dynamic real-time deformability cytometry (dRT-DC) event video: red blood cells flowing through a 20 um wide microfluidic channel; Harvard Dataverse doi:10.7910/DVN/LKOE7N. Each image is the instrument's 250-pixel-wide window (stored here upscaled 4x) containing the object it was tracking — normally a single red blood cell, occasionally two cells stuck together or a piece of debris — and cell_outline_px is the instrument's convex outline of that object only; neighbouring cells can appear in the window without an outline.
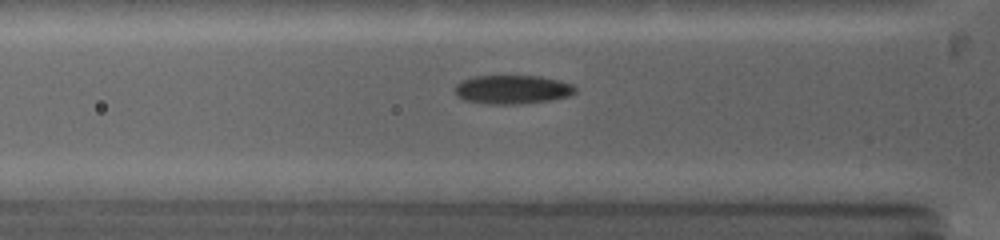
{"species": "common noctule bat (a hibernating species)", "species_latin": "Nyctalus noctula", "temperature_condition": "warm", "stored_images_in_passage": 28, "camera_frame_rate_fps": 5000, "um_per_image_px": 0.085, "animal": {"sex": "female", "body_mass_g": 19.0, "forearm_length_mm": 53.3}, "frame": {"image": 1, "passage_image": 8, "time_ms": 3.0, "image_size_px": [1000, 240], "cell_outline_px": [[576, 92], [568, 96], [548, 100], [516, 104], [484, 104], [464, 100], [456, 96], [452, 88], [460, 80], [472, 76], [540, 76], [560, 80], [572, 84], [576, 88]], "centroid_in_image_um": [43.48, 7.6], "position_along_channel_um": 82.3, "area_um2": 20.46}}
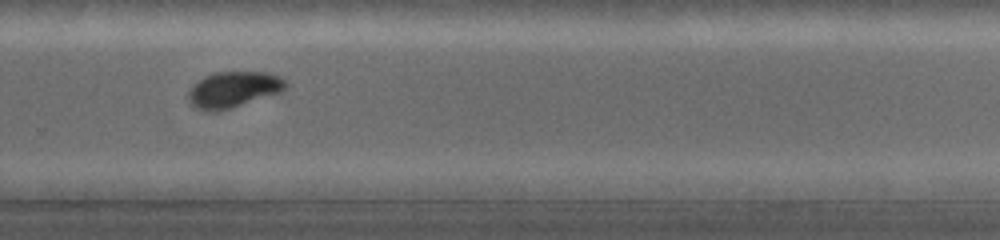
{"frame": {"image": 2, "passage_image": 21, "time_ms": 8.4, "image_size_px": [1000, 240], "cell_outline_px": [[288, 84], [280, 92], [216, 112], [208, 112], [196, 108], [188, 100], [188, 92], [192, 84], [204, 76], [216, 72], [268, 72], [280, 76]], "centroid_in_image_um": [19.8, 7.6], "position_along_channel_um": 310.0, "area_um2": 20.29}}
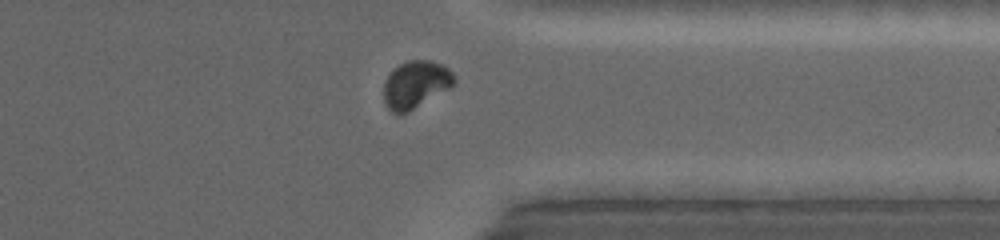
{"frame": {"image": 3, "passage_image": 24, "time_ms": 10.0, "image_size_px": [1000, 240], "cell_outline_px": [[456, 84], [452, 88], [408, 112], [400, 116], [392, 112], [388, 108], [384, 100], [384, 80], [392, 68], [408, 60], [432, 60], [448, 68], [456, 76]], "centroid_in_image_um": [35.35, 7.19], "position_along_channel_um": 376.1, "area_um2": 20.0}, "authors_computed_cell_mechanics": {"area_um2": 20.1433, "velocity_mm_per_s": 4.2249, "shape_relaxation_time_tau1_ms": 2.2998, "shape_relaxation_time_tau2_ms": 0.9417, "deformation_change_tau1": 0.1656, "deformation_change_tau2": 0.0406}}